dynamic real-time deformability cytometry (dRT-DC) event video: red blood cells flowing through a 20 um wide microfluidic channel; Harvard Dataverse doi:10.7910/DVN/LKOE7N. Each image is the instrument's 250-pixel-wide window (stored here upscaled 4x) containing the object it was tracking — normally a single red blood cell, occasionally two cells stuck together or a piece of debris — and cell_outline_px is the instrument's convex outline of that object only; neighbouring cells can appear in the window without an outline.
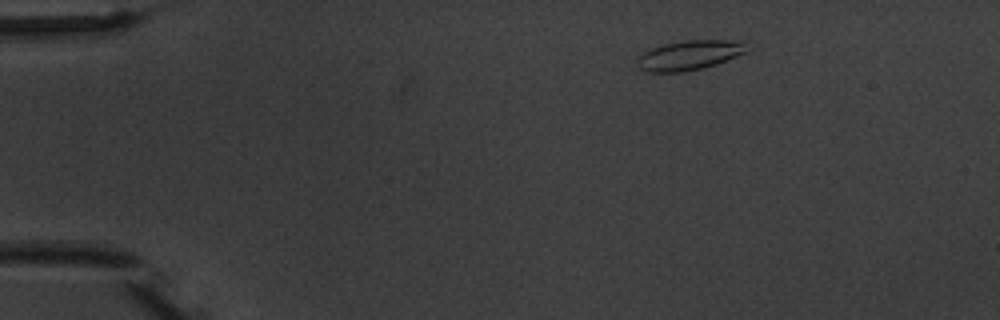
{"species": "common noctule bat (a hibernating species)", "species_latin": "Nyctalus noctula", "temperature_condition": "warm", "stored_images_in_passage": 4, "camera_frame_rate_fps": 3000, "um_per_image_px": 0.085, "animal": {"sex": "male", "body_mass_g": 20.1, "forearm_length_mm": 53.5}, "frame": {"image": 1, "passage_image": 2, "time_ms": 1.0, "image_size_px": [1000, 320], "cell_outline_px": [[752, 40], [748, 52], [716, 64], [700, 68], [680, 72], [644, 72], [636, 64], [636, 60], [644, 52], [652, 48], [664, 44], [688, 40]], "centroid_in_image_um": [58.7, 4.67], "position_along_channel_um": 26.3, "area_um2": 19.25}}